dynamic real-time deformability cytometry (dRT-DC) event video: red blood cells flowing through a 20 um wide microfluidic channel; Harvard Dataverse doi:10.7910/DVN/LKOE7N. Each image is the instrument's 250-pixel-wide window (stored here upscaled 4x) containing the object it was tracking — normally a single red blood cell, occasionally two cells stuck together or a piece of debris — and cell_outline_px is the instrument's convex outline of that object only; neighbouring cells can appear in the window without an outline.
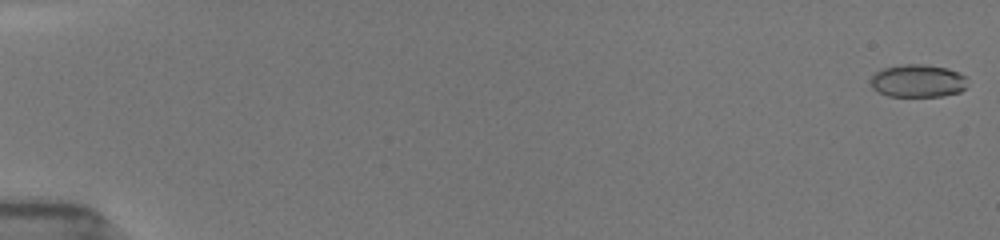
{"species": "common noctule bat (a hibernating species)", "species_latin": "Nyctalus noctula", "temperature_condition": "room temperature", "stored_images_in_passage": 35, "camera_frame_rate_fps": 3000, "um_per_image_px": 0.085, "animal": {"sex": "female", "body_mass_g": 19.5, "forearm_length_mm": 54.1}, "frame": {"image": 1, "passage_image": 1, "time_ms": 0.0, "image_size_px": [1000, 240], "cell_outline_px": [[964, 88], [960, 92], [944, 96], [888, 96], [872, 88], [868, 80], [876, 72], [884, 68], [900, 64], [928, 64], [948, 68], [960, 72], [964, 76]], "centroid_in_image_um": [77.98, 6.86], "position_along_channel_um": 7.0, "area_um2": 18.61}}
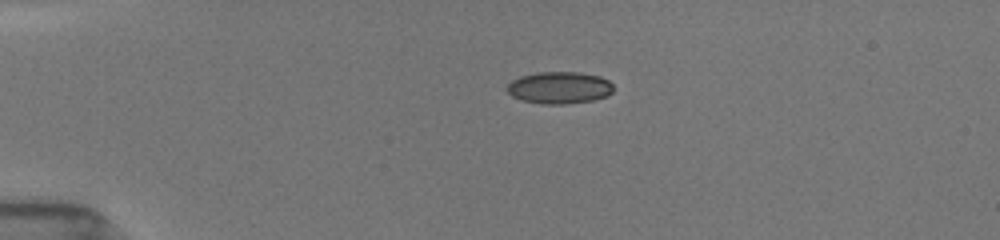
{"frame": {"image": 2, "passage_image": 24, "time_ms": 4.0, "image_size_px": [1000, 240], "cell_outline_px": [[612, 92], [608, 96], [592, 100], [564, 104], [540, 104], [520, 100], [512, 96], [504, 88], [512, 80], [520, 76], [536, 72], [580, 72], [600, 76], [608, 80], [612, 84]], "centroid_in_image_um": [47.51, 7.45], "position_along_channel_um": 37.5, "area_um2": 20.06}}